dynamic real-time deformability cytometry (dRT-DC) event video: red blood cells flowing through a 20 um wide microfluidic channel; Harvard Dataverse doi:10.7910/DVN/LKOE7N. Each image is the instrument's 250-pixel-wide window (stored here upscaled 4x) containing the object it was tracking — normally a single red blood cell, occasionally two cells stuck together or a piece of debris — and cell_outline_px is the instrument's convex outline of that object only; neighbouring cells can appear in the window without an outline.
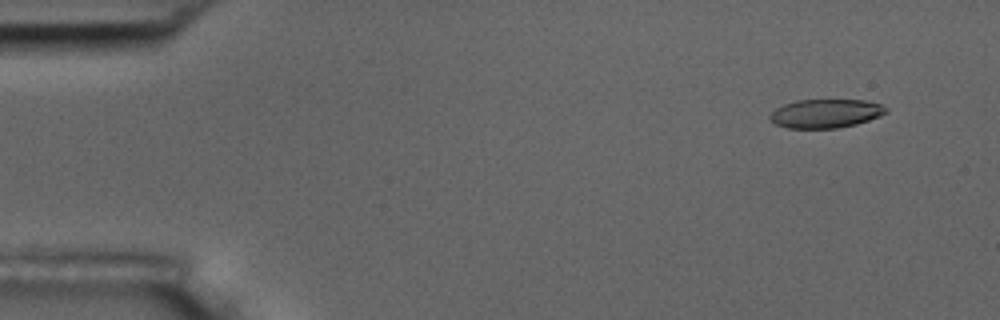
{"species": "common noctule bat (a hibernating species)", "species_latin": "Nyctalus noctula", "temperature_condition": "room temperature", "stored_images_in_passage": 14, "camera_frame_rate_fps": 3000, "um_per_image_px": 0.085, "animal": {"sex": "male", "body_mass_g": 17.5, "forearm_length_mm": 52.3}, "frame": {"image": 1, "passage_image": 1, "time_ms": 0.0, "image_size_px": [1000, 320], "cell_outline_px": [[888, 112], [880, 116], [856, 124], [836, 128], [788, 128], [776, 124], [768, 120], [768, 116], [776, 108], [784, 104], [796, 100], [864, 100], [880, 104], [888, 108]], "centroid_in_image_um": [70.16, 9.64], "position_along_channel_um": 14.8, "area_um2": 19.48}}
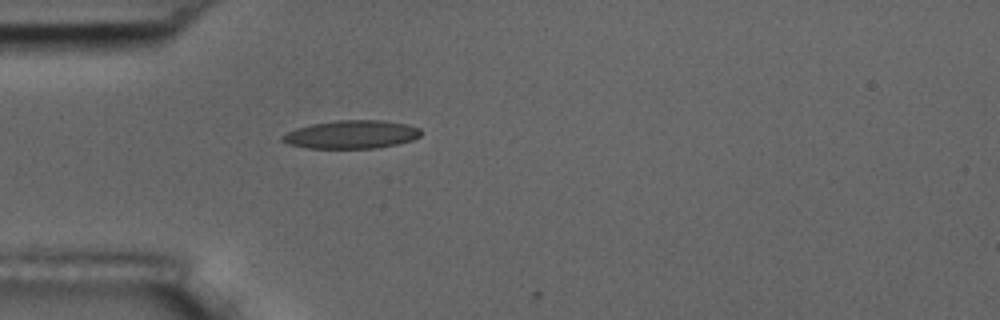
{"frame": {"image": 2, "passage_image": 13, "time_ms": 4.0, "image_size_px": [1000, 320], "cell_outline_px": [[420, 136], [412, 140], [396, 144], [376, 148], [308, 148], [288, 144], [280, 140], [280, 136], [296, 128], [312, 124], [336, 120], [380, 120], [408, 124], [420, 128]], "centroid_in_image_um": [29.85, 11.43], "position_along_channel_um": 55.1, "area_um2": 22.77}}